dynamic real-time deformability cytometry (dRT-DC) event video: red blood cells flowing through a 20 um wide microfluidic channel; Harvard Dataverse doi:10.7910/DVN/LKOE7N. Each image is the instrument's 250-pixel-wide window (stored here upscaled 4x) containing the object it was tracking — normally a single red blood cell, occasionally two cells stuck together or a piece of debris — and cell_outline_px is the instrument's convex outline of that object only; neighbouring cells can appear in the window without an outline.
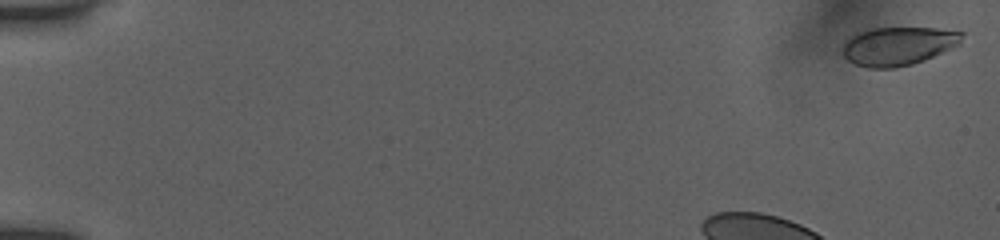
{"species": "human", "species_latin": "Homo sapiens", "temperature_condition": "room temperature", "stored_images_in_passage": 44, "camera_frame_rate_fps": 3000, "um_per_image_px": 0.085, "donor": {"sex": "female"}, "frame": {"image": 1, "passage_image": 2, "time_ms": 0.333, "image_size_px": [1000, 240], "cell_outline_px": [[964, 36], [960, 44], [952, 48], [924, 60], [912, 64], [892, 68], [868, 68], [856, 64], [848, 60], [840, 52], [840, 48], [852, 36], [868, 28], [936, 28], [964, 32]], "centroid_in_image_um": [76.35, 3.91], "position_along_channel_um": 8.7, "area_um2": 26.82}}
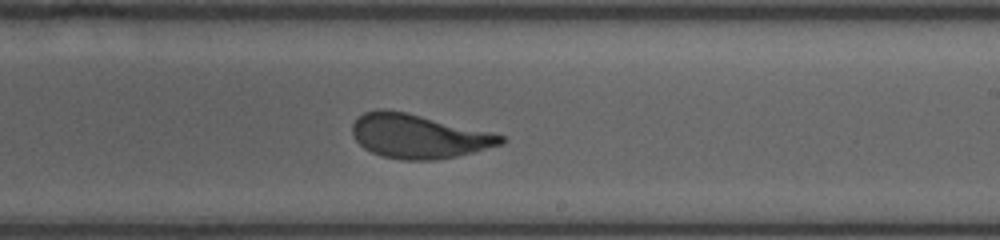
{"frame": {"image": 2, "passage_image": 30, "time_ms": 9.667, "image_size_px": [1000, 240], "cell_outline_px": [[508, 140], [504, 144], [456, 156], [432, 160], [404, 160], [384, 156], [372, 152], [364, 148], [356, 140], [352, 132], [352, 124], [364, 112], [376, 108], [384, 108], [408, 112], [492, 132], [504, 136]], "centroid_in_image_um": [35.59, 11.56], "position_along_channel_um": 253.4, "area_um2": 38.26}}
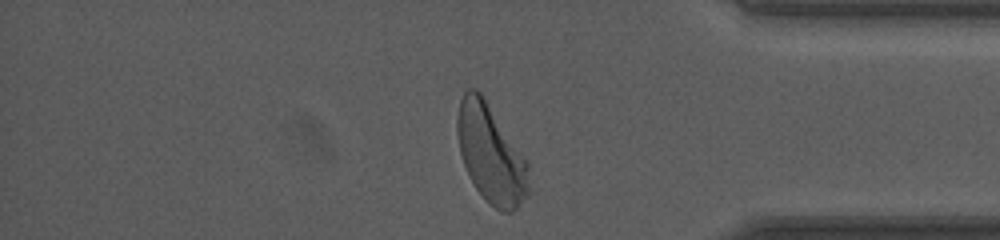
{"frame": {"image": 3, "passage_image": 42, "time_ms": 13.667, "image_size_px": [1000, 240], "cell_outline_px": [[528, 196], [512, 212], [504, 212], [496, 208], [476, 188], [464, 164], [460, 152], [456, 132], [456, 120], [460, 100], [464, 92], [468, 88], [476, 88], [480, 92], [528, 160]], "centroid_in_image_um": [41.72, 13.04], "position_along_channel_um": 393.5, "area_um2": 40.58}}